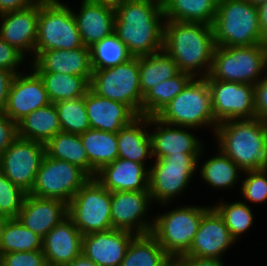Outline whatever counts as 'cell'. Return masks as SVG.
I'll use <instances>...</instances> for the list:
<instances>
[{
    "label": "cell",
    "mask_w": 267,
    "mask_h": 266,
    "mask_svg": "<svg viewBox=\"0 0 267 266\" xmlns=\"http://www.w3.org/2000/svg\"><path fill=\"white\" fill-rule=\"evenodd\" d=\"M84 99L92 129L117 133L138 117L128 105L102 97L91 88Z\"/></svg>",
    "instance_id": "24"
},
{
    "label": "cell",
    "mask_w": 267,
    "mask_h": 266,
    "mask_svg": "<svg viewBox=\"0 0 267 266\" xmlns=\"http://www.w3.org/2000/svg\"><path fill=\"white\" fill-rule=\"evenodd\" d=\"M18 137L46 144L62 132L54 103L38 108L25 116L18 124Z\"/></svg>",
    "instance_id": "28"
},
{
    "label": "cell",
    "mask_w": 267,
    "mask_h": 266,
    "mask_svg": "<svg viewBox=\"0 0 267 266\" xmlns=\"http://www.w3.org/2000/svg\"><path fill=\"white\" fill-rule=\"evenodd\" d=\"M104 1L116 2L118 0H104Z\"/></svg>",
    "instance_id": "57"
},
{
    "label": "cell",
    "mask_w": 267,
    "mask_h": 266,
    "mask_svg": "<svg viewBox=\"0 0 267 266\" xmlns=\"http://www.w3.org/2000/svg\"><path fill=\"white\" fill-rule=\"evenodd\" d=\"M149 125L155 126V132L150 134L152 141V156L162 159L169 155L181 153H201L203 144L188 131L190 127L175 126L162 122L156 116L149 117ZM186 129V130H185Z\"/></svg>",
    "instance_id": "23"
},
{
    "label": "cell",
    "mask_w": 267,
    "mask_h": 266,
    "mask_svg": "<svg viewBox=\"0 0 267 266\" xmlns=\"http://www.w3.org/2000/svg\"><path fill=\"white\" fill-rule=\"evenodd\" d=\"M156 117L162 122L198 129L217 127L212 110L211 92L205 77H193Z\"/></svg>",
    "instance_id": "5"
},
{
    "label": "cell",
    "mask_w": 267,
    "mask_h": 266,
    "mask_svg": "<svg viewBox=\"0 0 267 266\" xmlns=\"http://www.w3.org/2000/svg\"><path fill=\"white\" fill-rule=\"evenodd\" d=\"M66 266H98L90 259L86 258L83 254L78 256L74 261Z\"/></svg>",
    "instance_id": "51"
},
{
    "label": "cell",
    "mask_w": 267,
    "mask_h": 266,
    "mask_svg": "<svg viewBox=\"0 0 267 266\" xmlns=\"http://www.w3.org/2000/svg\"><path fill=\"white\" fill-rule=\"evenodd\" d=\"M80 12L73 11L77 28L85 47H92L114 33V2L82 0Z\"/></svg>",
    "instance_id": "19"
},
{
    "label": "cell",
    "mask_w": 267,
    "mask_h": 266,
    "mask_svg": "<svg viewBox=\"0 0 267 266\" xmlns=\"http://www.w3.org/2000/svg\"><path fill=\"white\" fill-rule=\"evenodd\" d=\"M91 167L98 172L118 158L117 133L89 128L80 134Z\"/></svg>",
    "instance_id": "31"
},
{
    "label": "cell",
    "mask_w": 267,
    "mask_h": 266,
    "mask_svg": "<svg viewBox=\"0 0 267 266\" xmlns=\"http://www.w3.org/2000/svg\"><path fill=\"white\" fill-rule=\"evenodd\" d=\"M114 33L132 57L154 54L163 49L164 13L155 0L114 2Z\"/></svg>",
    "instance_id": "1"
},
{
    "label": "cell",
    "mask_w": 267,
    "mask_h": 266,
    "mask_svg": "<svg viewBox=\"0 0 267 266\" xmlns=\"http://www.w3.org/2000/svg\"><path fill=\"white\" fill-rule=\"evenodd\" d=\"M136 234L110 229L82 237V254L98 266H120Z\"/></svg>",
    "instance_id": "18"
},
{
    "label": "cell",
    "mask_w": 267,
    "mask_h": 266,
    "mask_svg": "<svg viewBox=\"0 0 267 266\" xmlns=\"http://www.w3.org/2000/svg\"><path fill=\"white\" fill-rule=\"evenodd\" d=\"M0 266H48L43 250L0 255Z\"/></svg>",
    "instance_id": "43"
},
{
    "label": "cell",
    "mask_w": 267,
    "mask_h": 266,
    "mask_svg": "<svg viewBox=\"0 0 267 266\" xmlns=\"http://www.w3.org/2000/svg\"><path fill=\"white\" fill-rule=\"evenodd\" d=\"M247 175L241 181V194L251 203L267 202V169L243 171Z\"/></svg>",
    "instance_id": "42"
},
{
    "label": "cell",
    "mask_w": 267,
    "mask_h": 266,
    "mask_svg": "<svg viewBox=\"0 0 267 266\" xmlns=\"http://www.w3.org/2000/svg\"><path fill=\"white\" fill-rule=\"evenodd\" d=\"M146 164L117 158L103 166L95 179L108 191H149V168Z\"/></svg>",
    "instance_id": "26"
},
{
    "label": "cell",
    "mask_w": 267,
    "mask_h": 266,
    "mask_svg": "<svg viewBox=\"0 0 267 266\" xmlns=\"http://www.w3.org/2000/svg\"><path fill=\"white\" fill-rule=\"evenodd\" d=\"M266 72L264 44L215 46L209 76L213 80L255 85Z\"/></svg>",
    "instance_id": "7"
},
{
    "label": "cell",
    "mask_w": 267,
    "mask_h": 266,
    "mask_svg": "<svg viewBox=\"0 0 267 266\" xmlns=\"http://www.w3.org/2000/svg\"><path fill=\"white\" fill-rule=\"evenodd\" d=\"M8 219L9 218L7 216H5L3 213H0V244H1L2 231Z\"/></svg>",
    "instance_id": "53"
},
{
    "label": "cell",
    "mask_w": 267,
    "mask_h": 266,
    "mask_svg": "<svg viewBox=\"0 0 267 266\" xmlns=\"http://www.w3.org/2000/svg\"><path fill=\"white\" fill-rule=\"evenodd\" d=\"M83 235L67 217L43 238L48 266H66L82 254Z\"/></svg>",
    "instance_id": "25"
},
{
    "label": "cell",
    "mask_w": 267,
    "mask_h": 266,
    "mask_svg": "<svg viewBox=\"0 0 267 266\" xmlns=\"http://www.w3.org/2000/svg\"><path fill=\"white\" fill-rule=\"evenodd\" d=\"M84 46L73 10L59 0H40L35 51Z\"/></svg>",
    "instance_id": "8"
},
{
    "label": "cell",
    "mask_w": 267,
    "mask_h": 266,
    "mask_svg": "<svg viewBox=\"0 0 267 266\" xmlns=\"http://www.w3.org/2000/svg\"><path fill=\"white\" fill-rule=\"evenodd\" d=\"M18 137L17 124L4 112H0V156Z\"/></svg>",
    "instance_id": "45"
},
{
    "label": "cell",
    "mask_w": 267,
    "mask_h": 266,
    "mask_svg": "<svg viewBox=\"0 0 267 266\" xmlns=\"http://www.w3.org/2000/svg\"><path fill=\"white\" fill-rule=\"evenodd\" d=\"M260 31L263 43H267V1L258 6Z\"/></svg>",
    "instance_id": "50"
},
{
    "label": "cell",
    "mask_w": 267,
    "mask_h": 266,
    "mask_svg": "<svg viewBox=\"0 0 267 266\" xmlns=\"http://www.w3.org/2000/svg\"><path fill=\"white\" fill-rule=\"evenodd\" d=\"M164 19L213 25L218 0H165Z\"/></svg>",
    "instance_id": "29"
},
{
    "label": "cell",
    "mask_w": 267,
    "mask_h": 266,
    "mask_svg": "<svg viewBox=\"0 0 267 266\" xmlns=\"http://www.w3.org/2000/svg\"><path fill=\"white\" fill-rule=\"evenodd\" d=\"M245 1L252 5L259 6L260 4L264 3L267 0H245Z\"/></svg>",
    "instance_id": "54"
},
{
    "label": "cell",
    "mask_w": 267,
    "mask_h": 266,
    "mask_svg": "<svg viewBox=\"0 0 267 266\" xmlns=\"http://www.w3.org/2000/svg\"><path fill=\"white\" fill-rule=\"evenodd\" d=\"M151 203L149 191L111 192L113 229L127 230L136 235L151 233L154 219H145Z\"/></svg>",
    "instance_id": "15"
},
{
    "label": "cell",
    "mask_w": 267,
    "mask_h": 266,
    "mask_svg": "<svg viewBox=\"0 0 267 266\" xmlns=\"http://www.w3.org/2000/svg\"><path fill=\"white\" fill-rule=\"evenodd\" d=\"M25 55L16 47L9 45L0 36V68L19 74L18 66L24 64Z\"/></svg>",
    "instance_id": "44"
},
{
    "label": "cell",
    "mask_w": 267,
    "mask_h": 266,
    "mask_svg": "<svg viewBox=\"0 0 267 266\" xmlns=\"http://www.w3.org/2000/svg\"><path fill=\"white\" fill-rule=\"evenodd\" d=\"M90 88L98 95L128 105L142 115L138 57L113 67L93 70Z\"/></svg>",
    "instance_id": "11"
},
{
    "label": "cell",
    "mask_w": 267,
    "mask_h": 266,
    "mask_svg": "<svg viewBox=\"0 0 267 266\" xmlns=\"http://www.w3.org/2000/svg\"><path fill=\"white\" fill-rule=\"evenodd\" d=\"M62 132L82 134L90 127L84 96L54 103Z\"/></svg>",
    "instance_id": "39"
},
{
    "label": "cell",
    "mask_w": 267,
    "mask_h": 266,
    "mask_svg": "<svg viewBox=\"0 0 267 266\" xmlns=\"http://www.w3.org/2000/svg\"><path fill=\"white\" fill-rule=\"evenodd\" d=\"M168 258L151 233L136 235L129 244L120 266H162Z\"/></svg>",
    "instance_id": "35"
},
{
    "label": "cell",
    "mask_w": 267,
    "mask_h": 266,
    "mask_svg": "<svg viewBox=\"0 0 267 266\" xmlns=\"http://www.w3.org/2000/svg\"><path fill=\"white\" fill-rule=\"evenodd\" d=\"M45 156V144L17 137L0 156L2 173L29 194Z\"/></svg>",
    "instance_id": "13"
},
{
    "label": "cell",
    "mask_w": 267,
    "mask_h": 266,
    "mask_svg": "<svg viewBox=\"0 0 267 266\" xmlns=\"http://www.w3.org/2000/svg\"><path fill=\"white\" fill-rule=\"evenodd\" d=\"M193 76L179 72L174 77L154 85L142 100V116H156L187 85Z\"/></svg>",
    "instance_id": "34"
},
{
    "label": "cell",
    "mask_w": 267,
    "mask_h": 266,
    "mask_svg": "<svg viewBox=\"0 0 267 266\" xmlns=\"http://www.w3.org/2000/svg\"><path fill=\"white\" fill-rule=\"evenodd\" d=\"M264 47H265V66H266V69H267V43L264 44ZM267 74V70L265 72Z\"/></svg>",
    "instance_id": "55"
},
{
    "label": "cell",
    "mask_w": 267,
    "mask_h": 266,
    "mask_svg": "<svg viewBox=\"0 0 267 266\" xmlns=\"http://www.w3.org/2000/svg\"><path fill=\"white\" fill-rule=\"evenodd\" d=\"M221 203L212 207L224 219L231 236L237 242V239L253 224L254 215L252 209H250L251 206H249L247 202L245 203L242 201H236L230 204L221 201Z\"/></svg>",
    "instance_id": "40"
},
{
    "label": "cell",
    "mask_w": 267,
    "mask_h": 266,
    "mask_svg": "<svg viewBox=\"0 0 267 266\" xmlns=\"http://www.w3.org/2000/svg\"><path fill=\"white\" fill-rule=\"evenodd\" d=\"M31 67L35 72H54L92 79L91 52L89 47H79L73 50H45L35 51L31 60Z\"/></svg>",
    "instance_id": "20"
},
{
    "label": "cell",
    "mask_w": 267,
    "mask_h": 266,
    "mask_svg": "<svg viewBox=\"0 0 267 266\" xmlns=\"http://www.w3.org/2000/svg\"><path fill=\"white\" fill-rule=\"evenodd\" d=\"M162 266H187L181 257H169Z\"/></svg>",
    "instance_id": "52"
},
{
    "label": "cell",
    "mask_w": 267,
    "mask_h": 266,
    "mask_svg": "<svg viewBox=\"0 0 267 266\" xmlns=\"http://www.w3.org/2000/svg\"><path fill=\"white\" fill-rule=\"evenodd\" d=\"M210 208L187 205L158 214L151 234L169 257H181L189 251L201 218Z\"/></svg>",
    "instance_id": "6"
},
{
    "label": "cell",
    "mask_w": 267,
    "mask_h": 266,
    "mask_svg": "<svg viewBox=\"0 0 267 266\" xmlns=\"http://www.w3.org/2000/svg\"><path fill=\"white\" fill-rule=\"evenodd\" d=\"M15 75L12 71L0 68V112H3L6 108L10 87Z\"/></svg>",
    "instance_id": "47"
},
{
    "label": "cell",
    "mask_w": 267,
    "mask_h": 266,
    "mask_svg": "<svg viewBox=\"0 0 267 266\" xmlns=\"http://www.w3.org/2000/svg\"><path fill=\"white\" fill-rule=\"evenodd\" d=\"M16 74L8 95L7 105L3 111L18 124L25 116L38 108L51 103L43 80L34 71Z\"/></svg>",
    "instance_id": "16"
},
{
    "label": "cell",
    "mask_w": 267,
    "mask_h": 266,
    "mask_svg": "<svg viewBox=\"0 0 267 266\" xmlns=\"http://www.w3.org/2000/svg\"><path fill=\"white\" fill-rule=\"evenodd\" d=\"M43 249V238L25 227L18 218H9L4 225L0 255L9 252H30Z\"/></svg>",
    "instance_id": "36"
},
{
    "label": "cell",
    "mask_w": 267,
    "mask_h": 266,
    "mask_svg": "<svg viewBox=\"0 0 267 266\" xmlns=\"http://www.w3.org/2000/svg\"><path fill=\"white\" fill-rule=\"evenodd\" d=\"M212 27L215 46L239 47L264 44L258 6L245 0H218Z\"/></svg>",
    "instance_id": "4"
},
{
    "label": "cell",
    "mask_w": 267,
    "mask_h": 266,
    "mask_svg": "<svg viewBox=\"0 0 267 266\" xmlns=\"http://www.w3.org/2000/svg\"><path fill=\"white\" fill-rule=\"evenodd\" d=\"M2 167H1V163H0V176L2 175Z\"/></svg>",
    "instance_id": "56"
},
{
    "label": "cell",
    "mask_w": 267,
    "mask_h": 266,
    "mask_svg": "<svg viewBox=\"0 0 267 266\" xmlns=\"http://www.w3.org/2000/svg\"><path fill=\"white\" fill-rule=\"evenodd\" d=\"M211 92L212 110L217 124L231 119L256 118L254 85L205 77Z\"/></svg>",
    "instance_id": "14"
},
{
    "label": "cell",
    "mask_w": 267,
    "mask_h": 266,
    "mask_svg": "<svg viewBox=\"0 0 267 266\" xmlns=\"http://www.w3.org/2000/svg\"><path fill=\"white\" fill-rule=\"evenodd\" d=\"M216 156H212L203 162L200 167V175L209 186L214 188L229 189L237 184L240 171L243 172L229 157L220 149Z\"/></svg>",
    "instance_id": "37"
},
{
    "label": "cell",
    "mask_w": 267,
    "mask_h": 266,
    "mask_svg": "<svg viewBox=\"0 0 267 266\" xmlns=\"http://www.w3.org/2000/svg\"><path fill=\"white\" fill-rule=\"evenodd\" d=\"M150 127L149 117L138 116L117 132L118 158L145 164L152 156V141L145 128Z\"/></svg>",
    "instance_id": "27"
},
{
    "label": "cell",
    "mask_w": 267,
    "mask_h": 266,
    "mask_svg": "<svg viewBox=\"0 0 267 266\" xmlns=\"http://www.w3.org/2000/svg\"><path fill=\"white\" fill-rule=\"evenodd\" d=\"M155 1H158L160 3H163L165 0H155Z\"/></svg>",
    "instance_id": "58"
},
{
    "label": "cell",
    "mask_w": 267,
    "mask_h": 266,
    "mask_svg": "<svg viewBox=\"0 0 267 266\" xmlns=\"http://www.w3.org/2000/svg\"><path fill=\"white\" fill-rule=\"evenodd\" d=\"M26 194L2 174L0 176V213L8 218H17Z\"/></svg>",
    "instance_id": "41"
},
{
    "label": "cell",
    "mask_w": 267,
    "mask_h": 266,
    "mask_svg": "<svg viewBox=\"0 0 267 266\" xmlns=\"http://www.w3.org/2000/svg\"><path fill=\"white\" fill-rule=\"evenodd\" d=\"M43 80L51 103L85 96L90 82L83 76L54 72H36Z\"/></svg>",
    "instance_id": "33"
},
{
    "label": "cell",
    "mask_w": 267,
    "mask_h": 266,
    "mask_svg": "<svg viewBox=\"0 0 267 266\" xmlns=\"http://www.w3.org/2000/svg\"><path fill=\"white\" fill-rule=\"evenodd\" d=\"M218 148L242 171L267 169L265 120L231 119L217 125Z\"/></svg>",
    "instance_id": "3"
},
{
    "label": "cell",
    "mask_w": 267,
    "mask_h": 266,
    "mask_svg": "<svg viewBox=\"0 0 267 266\" xmlns=\"http://www.w3.org/2000/svg\"><path fill=\"white\" fill-rule=\"evenodd\" d=\"M201 153H181L155 159L149 169L148 190L151 200L162 205L169 204L190 184L195 171L199 168L198 161Z\"/></svg>",
    "instance_id": "9"
},
{
    "label": "cell",
    "mask_w": 267,
    "mask_h": 266,
    "mask_svg": "<svg viewBox=\"0 0 267 266\" xmlns=\"http://www.w3.org/2000/svg\"><path fill=\"white\" fill-rule=\"evenodd\" d=\"M40 0L30 7L0 15V36L24 55L35 53Z\"/></svg>",
    "instance_id": "21"
},
{
    "label": "cell",
    "mask_w": 267,
    "mask_h": 266,
    "mask_svg": "<svg viewBox=\"0 0 267 266\" xmlns=\"http://www.w3.org/2000/svg\"><path fill=\"white\" fill-rule=\"evenodd\" d=\"M67 217L68 204L66 202L31 194H26L17 216L25 227L42 238Z\"/></svg>",
    "instance_id": "22"
},
{
    "label": "cell",
    "mask_w": 267,
    "mask_h": 266,
    "mask_svg": "<svg viewBox=\"0 0 267 266\" xmlns=\"http://www.w3.org/2000/svg\"><path fill=\"white\" fill-rule=\"evenodd\" d=\"M90 52L93 70L113 67L132 57L115 33L90 47Z\"/></svg>",
    "instance_id": "38"
},
{
    "label": "cell",
    "mask_w": 267,
    "mask_h": 266,
    "mask_svg": "<svg viewBox=\"0 0 267 266\" xmlns=\"http://www.w3.org/2000/svg\"><path fill=\"white\" fill-rule=\"evenodd\" d=\"M91 177L77 165L45 154L29 194L59 199L67 204Z\"/></svg>",
    "instance_id": "12"
},
{
    "label": "cell",
    "mask_w": 267,
    "mask_h": 266,
    "mask_svg": "<svg viewBox=\"0 0 267 266\" xmlns=\"http://www.w3.org/2000/svg\"><path fill=\"white\" fill-rule=\"evenodd\" d=\"M37 0H0V15L30 7Z\"/></svg>",
    "instance_id": "48"
},
{
    "label": "cell",
    "mask_w": 267,
    "mask_h": 266,
    "mask_svg": "<svg viewBox=\"0 0 267 266\" xmlns=\"http://www.w3.org/2000/svg\"><path fill=\"white\" fill-rule=\"evenodd\" d=\"M139 80L142 96L154 85L178 74L176 62L162 49L154 54L139 56Z\"/></svg>",
    "instance_id": "32"
},
{
    "label": "cell",
    "mask_w": 267,
    "mask_h": 266,
    "mask_svg": "<svg viewBox=\"0 0 267 266\" xmlns=\"http://www.w3.org/2000/svg\"><path fill=\"white\" fill-rule=\"evenodd\" d=\"M265 75L254 85L255 114L260 120L267 119V74Z\"/></svg>",
    "instance_id": "46"
},
{
    "label": "cell",
    "mask_w": 267,
    "mask_h": 266,
    "mask_svg": "<svg viewBox=\"0 0 267 266\" xmlns=\"http://www.w3.org/2000/svg\"><path fill=\"white\" fill-rule=\"evenodd\" d=\"M235 242L224 219L211 207L202 216L197 233L185 255L222 260L223 252Z\"/></svg>",
    "instance_id": "17"
},
{
    "label": "cell",
    "mask_w": 267,
    "mask_h": 266,
    "mask_svg": "<svg viewBox=\"0 0 267 266\" xmlns=\"http://www.w3.org/2000/svg\"><path fill=\"white\" fill-rule=\"evenodd\" d=\"M111 192L90 178L68 203V217L82 235L112 229Z\"/></svg>",
    "instance_id": "10"
},
{
    "label": "cell",
    "mask_w": 267,
    "mask_h": 266,
    "mask_svg": "<svg viewBox=\"0 0 267 266\" xmlns=\"http://www.w3.org/2000/svg\"><path fill=\"white\" fill-rule=\"evenodd\" d=\"M45 154L67 161L83 169L91 178L96 171L91 167L79 134L59 132L45 144Z\"/></svg>",
    "instance_id": "30"
},
{
    "label": "cell",
    "mask_w": 267,
    "mask_h": 266,
    "mask_svg": "<svg viewBox=\"0 0 267 266\" xmlns=\"http://www.w3.org/2000/svg\"><path fill=\"white\" fill-rule=\"evenodd\" d=\"M214 49L211 25L164 21L163 50L176 62L179 71L187 72L193 77H207Z\"/></svg>",
    "instance_id": "2"
},
{
    "label": "cell",
    "mask_w": 267,
    "mask_h": 266,
    "mask_svg": "<svg viewBox=\"0 0 267 266\" xmlns=\"http://www.w3.org/2000/svg\"><path fill=\"white\" fill-rule=\"evenodd\" d=\"M181 258L186 262L187 266H224V262L217 258H199L190 255H183Z\"/></svg>",
    "instance_id": "49"
}]
</instances>
